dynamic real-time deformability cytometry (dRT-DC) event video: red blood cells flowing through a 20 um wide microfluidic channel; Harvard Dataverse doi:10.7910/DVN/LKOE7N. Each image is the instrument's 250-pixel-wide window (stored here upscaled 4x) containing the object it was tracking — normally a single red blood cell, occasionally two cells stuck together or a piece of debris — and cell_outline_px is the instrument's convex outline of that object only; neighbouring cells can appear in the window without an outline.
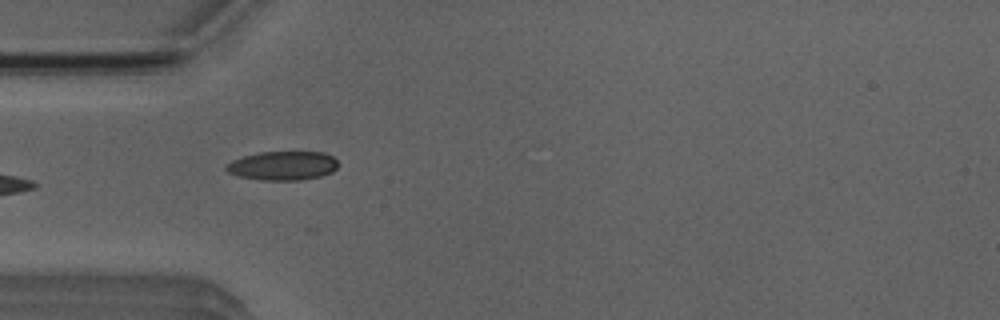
{"species": "Egyptian fruit bat (a non-hibernating species)", "species_latin": "Rousettus aegyptiacus", "temperature_condition": "room temperature", "stored_images_in_passage": 6, "camera_frame_rate_fps": 3000, "um_per_image_px": 0.085, "animal": {"sex": "male"}, "frame": {"image": 1, "passage_image": 4, "time_ms": 4.333, "image_size_px": [1000, 320], "cell_outline_px": [[336, 168], [332, 172], [320, 176], [300, 180], [260, 180], [240, 176], [228, 172], [224, 168], [232, 160], [244, 156], [260, 152], [324, 152], [332, 156], [336, 160]], "centroid_in_image_um": [24.03, 14.08], "position_along_channel_um": 61.0, "area_um2": 18.73}}